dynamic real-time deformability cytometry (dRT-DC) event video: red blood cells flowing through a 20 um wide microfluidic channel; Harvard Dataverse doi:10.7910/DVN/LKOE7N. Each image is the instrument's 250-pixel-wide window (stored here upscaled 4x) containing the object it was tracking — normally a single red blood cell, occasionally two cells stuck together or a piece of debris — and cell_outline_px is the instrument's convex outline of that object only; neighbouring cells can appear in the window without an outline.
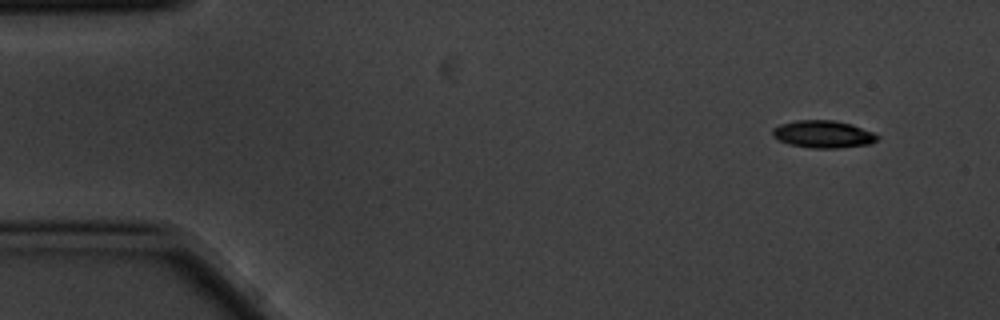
{"species": "common noctule bat (a hibernating species)", "species_latin": "Nyctalus noctula", "temperature_condition": "cold", "stored_images_in_passage": 5, "segment_of_instrument_passage": [1, 2], "camera_frame_rate_fps": 3000, "um_per_image_px": 0.085, "animal": {"sex": "male", "body_mass_g": 20.1, "forearm_length_mm": 53.5}, "frame": {"image": 1, "passage_image": 1, "time_ms": 0.0, "image_size_px": [1000, 320], "cell_outline_px": [[880, 136], [876, 140], [868, 144], [840, 148], [812, 148], [788, 144], [772, 136], [772, 128], [780, 124], [796, 120], [836, 120], [852, 124], [872, 132]], "centroid_in_image_um": [69.95, 11.4], "position_along_channel_um": 15.1, "area_um2": 16.76}}
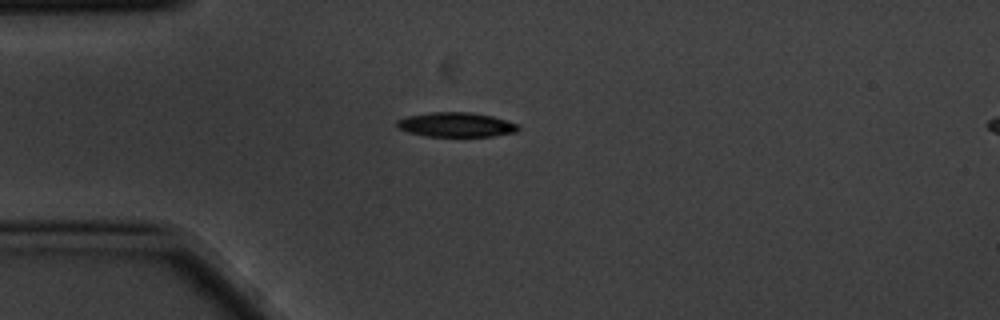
{"frame": {"image": 2, "passage_image": 4, "time_ms": 1.0, "image_size_px": [1000, 320], "cell_outline_px": [[520, 128], [516, 132], [492, 136], [428, 136], [408, 132], [396, 128], [396, 120], [408, 116], [432, 112], [472, 112], [492, 116], [516, 124]], "centroid_in_image_um": [38.73, 10.59], "position_along_channel_um": 46.3, "area_um2": 17.22}}